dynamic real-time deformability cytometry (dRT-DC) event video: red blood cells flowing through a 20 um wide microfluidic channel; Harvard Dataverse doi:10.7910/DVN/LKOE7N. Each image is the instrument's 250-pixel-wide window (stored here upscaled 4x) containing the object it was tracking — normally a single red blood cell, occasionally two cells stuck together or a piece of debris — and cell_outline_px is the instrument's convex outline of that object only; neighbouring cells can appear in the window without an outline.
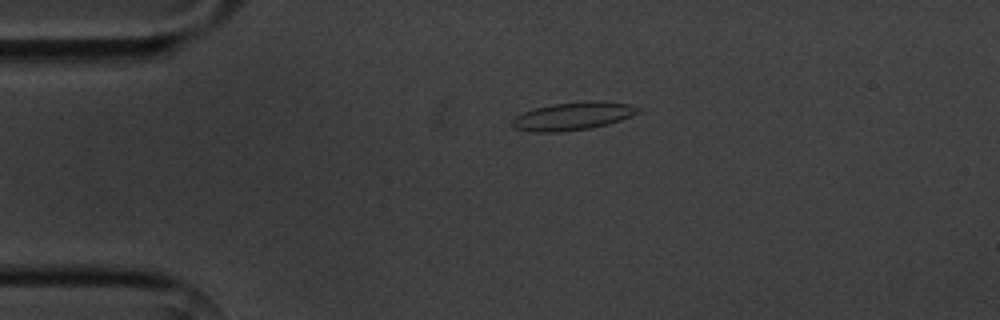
{"species": "common noctule bat (a hibernating species)", "species_latin": "Nyctalus noctula", "temperature_condition": "cold", "stored_images_in_passage": 5, "camera_frame_rate_fps": 3000, "um_per_image_px": 0.085, "animal": {"sex": "male", "body_mass_g": 20.1, "forearm_length_mm": 53.5}, "frame": {"image": 1, "passage_image": 5, "time_ms": 5.333, "image_size_px": [1000, 320], "cell_outline_px": [[644, 108], [640, 112], [620, 120], [608, 124], [588, 128], [556, 132], [536, 132], [516, 128], [512, 124], [512, 120], [516, 116], [524, 112], [536, 108], [552, 104], [588, 100], [596, 100], [632, 104]], "centroid_in_image_um": [48.78, 9.84], "position_along_channel_um": 36.2, "area_um2": 20.46}}